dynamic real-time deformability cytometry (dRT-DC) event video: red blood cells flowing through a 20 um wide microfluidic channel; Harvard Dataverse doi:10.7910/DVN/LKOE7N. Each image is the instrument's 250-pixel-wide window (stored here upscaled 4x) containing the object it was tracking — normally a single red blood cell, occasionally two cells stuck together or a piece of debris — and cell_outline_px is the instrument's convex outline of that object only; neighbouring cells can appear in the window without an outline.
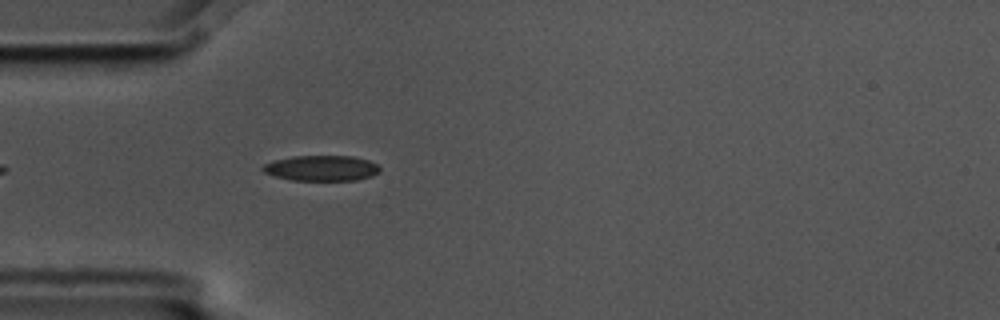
{"species": "common noctule bat (a hibernating species)", "species_latin": "Nyctalus noctula", "temperature_condition": "cold", "stored_images_in_passage": 5, "camera_frame_rate_fps": 3000, "um_per_image_px": 0.085, "animal": {"sex": "male", "body_mass_g": 17.5, "forearm_length_mm": 52.3}, "frame": {"image": 1, "passage_image": 5, "time_ms": 1.333, "image_size_px": [1000, 320], "cell_outline_px": [[380, 172], [372, 176], [356, 180], [292, 180], [276, 176], [264, 172], [260, 168], [264, 164], [276, 160], [292, 156], [352, 156], [368, 160], [376, 164], [380, 168]], "centroid_in_image_um": [27.34, 14.29], "position_along_channel_um": 57.7, "area_um2": 17.28}}